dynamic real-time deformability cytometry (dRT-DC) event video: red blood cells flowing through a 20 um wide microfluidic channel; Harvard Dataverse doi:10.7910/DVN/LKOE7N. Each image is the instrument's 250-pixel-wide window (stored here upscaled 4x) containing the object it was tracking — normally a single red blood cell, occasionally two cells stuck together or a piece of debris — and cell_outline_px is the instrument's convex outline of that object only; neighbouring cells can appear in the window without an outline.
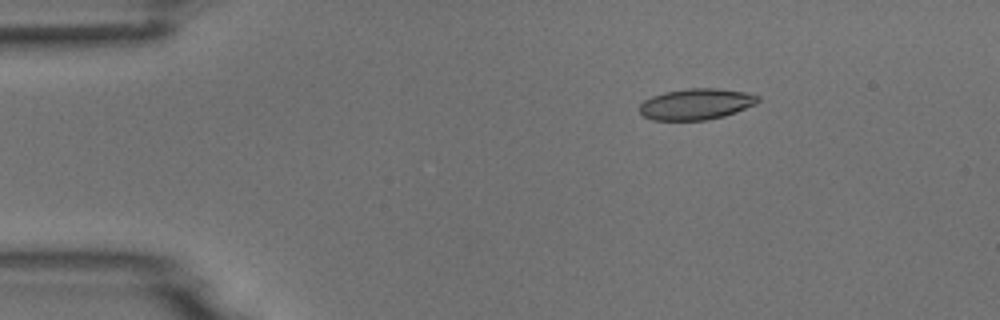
{"species": "common noctule bat (a hibernating species)", "species_latin": "Nyctalus noctula", "temperature_condition": "room temperature", "stored_images_in_passage": 5, "camera_frame_rate_fps": 3000, "um_per_image_px": 0.085, "animal": {"sex": "male", "body_mass_g": 18.8}, "frame": {"image": 1, "passage_image": 3, "time_ms": 0.667, "image_size_px": [1000, 320], "cell_outline_px": [[760, 100], [756, 104], [736, 112], [724, 116], [708, 120], [652, 120], [644, 116], [640, 112], [640, 104], [644, 100], [652, 96], [664, 92], [688, 88], [716, 88], [748, 92], [760, 96]], "centroid_in_image_um": [59.2, 8.84], "position_along_channel_um": 25.8, "area_um2": 21.62}}